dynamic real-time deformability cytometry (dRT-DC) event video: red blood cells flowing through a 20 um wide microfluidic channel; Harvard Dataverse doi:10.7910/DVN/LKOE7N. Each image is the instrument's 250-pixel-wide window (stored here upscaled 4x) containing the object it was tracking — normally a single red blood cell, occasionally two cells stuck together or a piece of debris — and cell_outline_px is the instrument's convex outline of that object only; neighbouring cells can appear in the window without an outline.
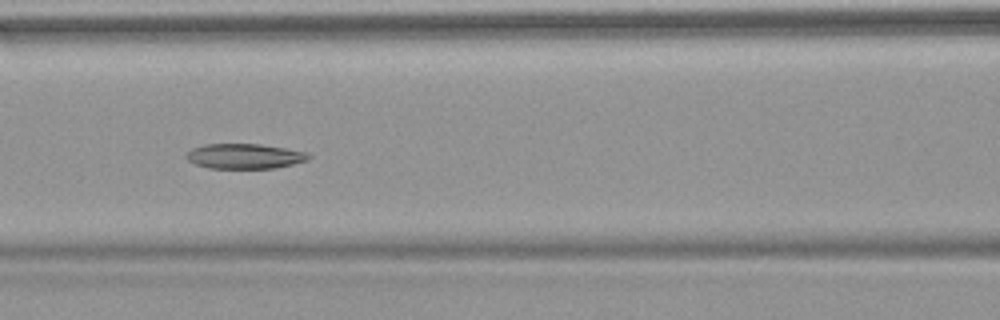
{"species": "common noctule bat (a hibernating species)", "species_latin": "Nyctalus noctula", "temperature_condition": "warm", "stored_images_in_passage": 9, "camera_frame_rate_fps": 3000, "um_per_image_px": 0.085, "animal": {"sex": "female", "body_mass_g": 18.4}, "frame": {"image": 1, "passage_image": 6, "time_ms": 6.667, "image_size_px": [1000, 320], "cell_outline_px": [[312, 156], [308, 160], [276, 168], [208, 168], [196, 164], [188, 160], [184, 156], [192, 148], [204, 144], [260, 144], [308, 152]], "centroid_in_image_um": [20.8, 13.27], "position_along_channel_um": 145.8, "area_um2": 17.86}}
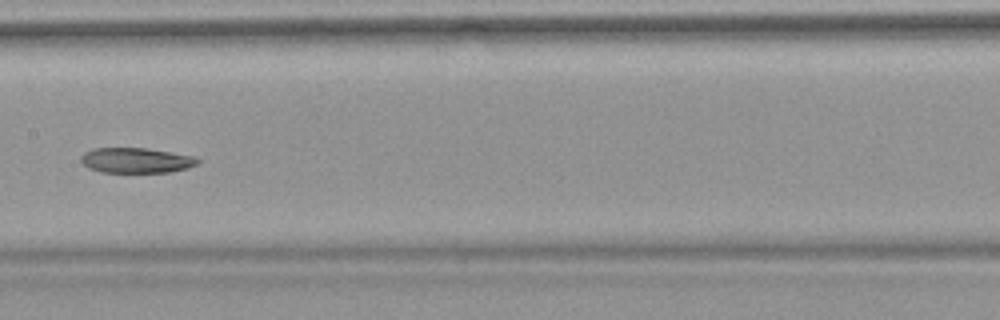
{"frame": {"image": 2, "passage_image": 7, "time_ms": 8.0, "image_size_px": [1000, 320], "cell_outline_px": [[200, 160], [196, 164], [188, 168], [168, 172], [100, 172], [88, 168], [80, 160], [80, 156], [84, 152], [92, 148], [148, 148], [196, 156]], "centroid_in_image_um": [11.56, 13.62], "position_along_channel_um": 195.8, "area_um2": 17.28}}
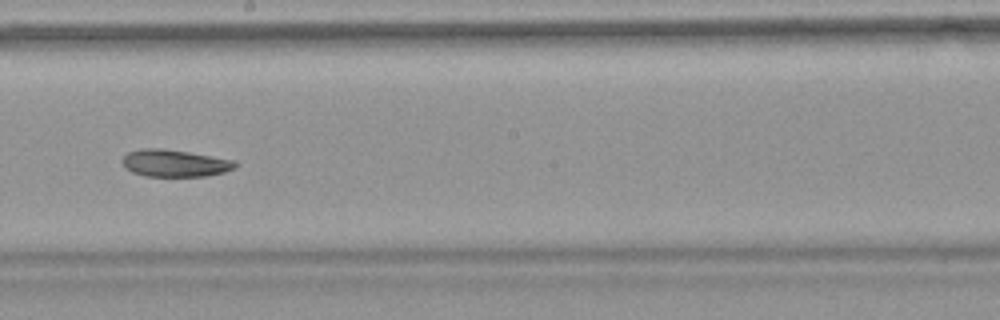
{"frame": {"image": 3, "passage_image": 8, "time_ms": 9.0, "image_size_px": [1000, 320], "cell_outline_px": [[240, 164], [236, 168], [224, 172], [208, 176], [144, 176], [132, 172], [124, 168], [120, 160], [128, 152], [140, 148], [160, 148], [188, 152], [236, 160]], "centroid_in_image_um": [14.86, 13.87], "position_along_channel_um": 233.3, "area_um2": 18.15}}